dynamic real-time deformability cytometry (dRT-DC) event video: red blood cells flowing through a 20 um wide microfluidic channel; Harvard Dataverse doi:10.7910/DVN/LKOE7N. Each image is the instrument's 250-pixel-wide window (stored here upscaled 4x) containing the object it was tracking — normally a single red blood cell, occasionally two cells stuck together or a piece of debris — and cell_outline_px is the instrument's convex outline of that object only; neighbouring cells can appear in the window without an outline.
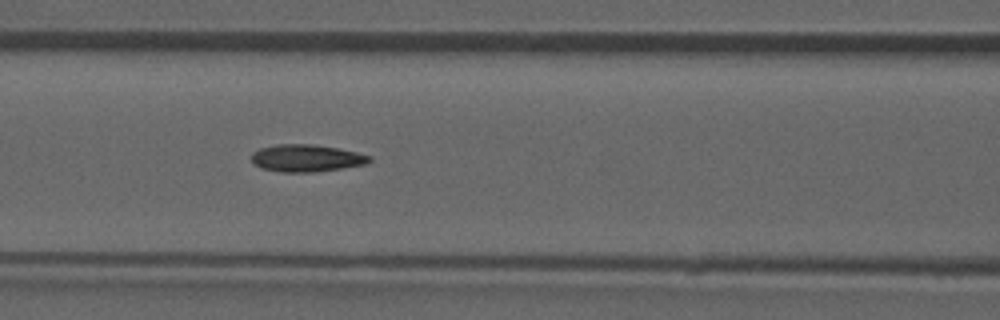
{"species": "common noctule bat (a hibernating species)", "species_latin": "Nyctalus noctula", "temperature_condition": "room temperature", "stored_images_in_passage": 36, "camera_frame_rate_fps": 3000, "um_per_image_px": 0.085, "animal": {"sex": "male", "forearm_length_mm": 52.5}, "frame": {"image": 1, "passage_image": 6, "time_ms": 1.667, "image_size_px": [1000, 320], "cell_outline_px": [[372, 160], [364, 164], [340, 168], [312, 172], [280, 172], [260, 168], [252, 160], [252, 152], [260, 148], [276, 144], [312, 144], [336, 148], [356, 152], [372, 156]], "centroid_in_image_um": [26.02, 13.44], "position_along_channel_um": 140.6, "area_um2": 18.55}}